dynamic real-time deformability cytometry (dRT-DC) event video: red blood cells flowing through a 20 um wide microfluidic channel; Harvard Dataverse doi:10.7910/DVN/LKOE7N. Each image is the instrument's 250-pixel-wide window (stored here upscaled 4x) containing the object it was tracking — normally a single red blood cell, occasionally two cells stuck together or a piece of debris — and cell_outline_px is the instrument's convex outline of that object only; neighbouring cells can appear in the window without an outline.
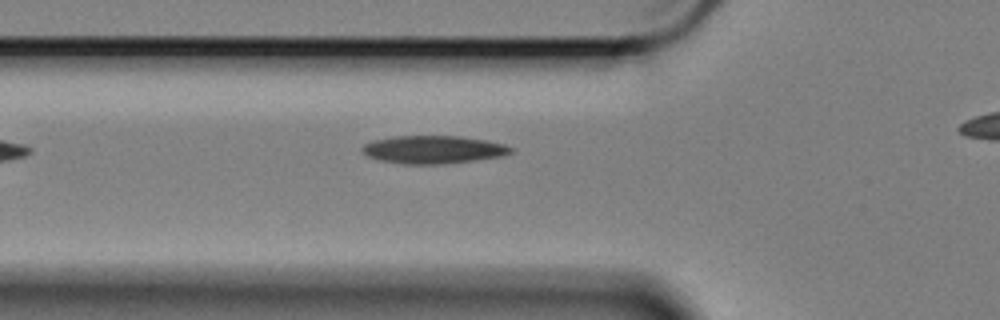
{"species": "Egyptian fruit bat (a non-hibernating species)", "species_latin": "Rousettus aegyptiacus", "temperature_condition": "cold", "stored_images_in_passage": 32, "camera_frame_rate_fps": 3000, "um_per_image_px": 0.085, "animal": {"sex": "female"}, "frame": {"image": 1, "passage_image": 4, "time_ms": 1.0, "image_size_px": [1000, 320], "cell_outline_px": [[516, 148], [512, 152], [504, 156], [476, 160], [444, 164], [400, 164], [380, 160], [368, 156], [360, 148], [364, 144], [372, 140], [392, 136], [460, 136], [488, 140], [504, 144]], "centroid_in_image_um": [36.86, 12.71], "position_along_channel_um": 88.9, "area_um2": 24.51}}
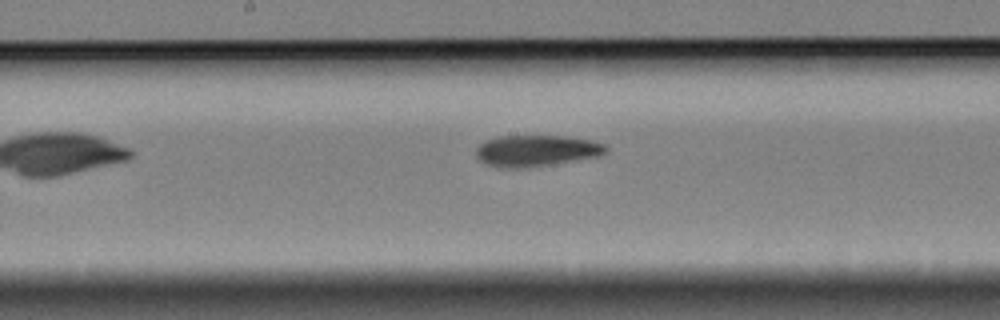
{"frame": {"image": 2, "passage_image": 14, "time_ms": 4.333, "image_size_px": [1000, 320], "cell_outline_px": [[608, 152], [600, 156], [528, 168], [496, 168], [484, 164], [476, 156], [476, 148], [480, 144], [496, 136], [564, 136], [592, 140], [604, 144], [608, 148]], "centroid_in_image_um": [45.58, 12.82], "position_along_channel_um": 202.6, "area_um2": 23.99}}
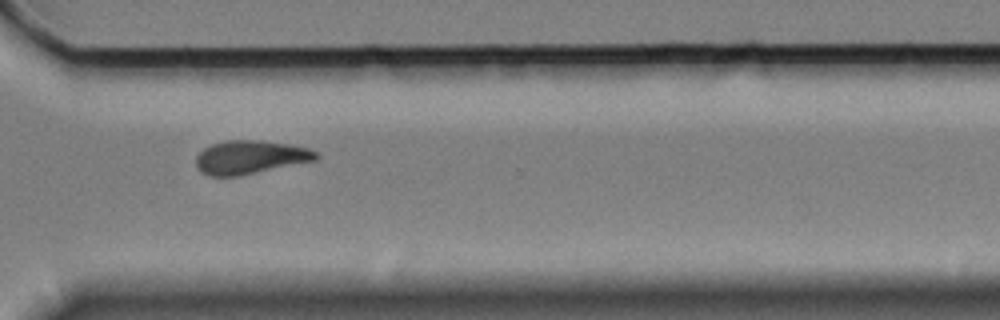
{"frame": {"image": 3, "passage_image": 27, "time_ms": 8.667, "image_size_px": [1000, 320], "cell_outline_px": [[320, 156], [316, 160], [236, 176], [208, 176], [200, 172], [196, 164], [196, 156], [204, 148], [212, 144], [228, 140], [260, 140], [288, 144], [308, 148], [316, 152]], "centroid_in_image_um": [21.24, 13.36], "position_along_channel_um": 349.4, "area_um2": 23.24}, "authors_computed_cell_mechanics": {"area_um2": 23.6402, "velocity_mm_per_s": 3.3947, "shape_relaxation_time_tau1_ms": 6.6462, "shape_relaxation_time_tau2_ms": 5.6338, "deformation_change_tau1": 0.1533, "deformation_change_tau2": 0.1134}}